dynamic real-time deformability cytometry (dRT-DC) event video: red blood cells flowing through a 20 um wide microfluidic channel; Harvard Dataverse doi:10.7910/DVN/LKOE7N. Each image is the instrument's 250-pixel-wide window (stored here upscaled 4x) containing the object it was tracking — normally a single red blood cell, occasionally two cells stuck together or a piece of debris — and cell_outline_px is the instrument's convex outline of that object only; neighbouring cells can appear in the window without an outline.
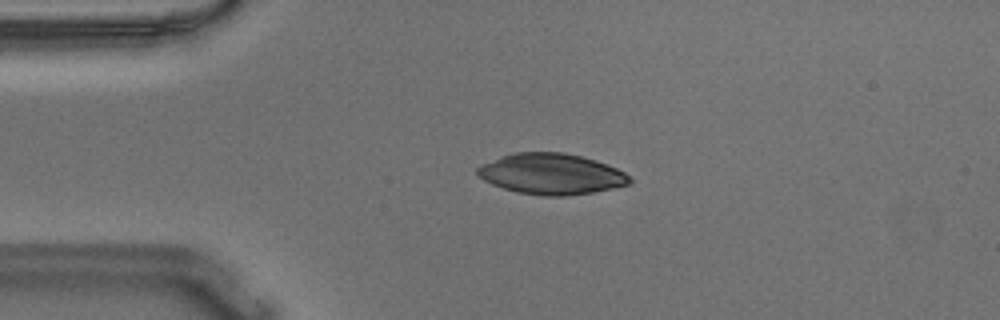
{"species": "Egyptian fruit bat (a non-hibernating species)", "species_latin": "Rousettus aegyptiacus", "temperature_condition": "warm", "stored_images_in_passage": 45, "camera_frame_rate_fps": 3000, "um_per_image_px": 0.085, "animal": {"sex": "male"}, "frame": {"image": 1, "passage_image": 3, "time_ms": 0.667, "image_size_px": [1000, 320], "cell_outline_px": [[632, 180], [628, 184], [612, 188], [592, 192], [564, 196], [544, 196], [516, 192], [492, 184], [484, 180], [476, 172], [476, 168], [480, 164], [516, 152], [564, 152], [596, 160], [608, 164], [632, 176]], "centroid_in_image_um": [46.87, 14.78], "position_along_channel_um": 38.1, "area_um2": 36.13}}
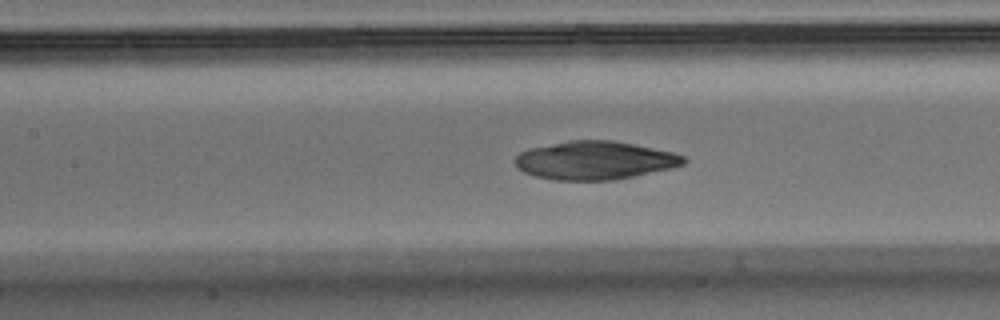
{"frame": {"image": 2, "passage_image": 15, "time_ms": 4.667, "image_size_px": [1000, 320], "cell_outline_px": [[688, 160], [684, 164], [672, 168], [612, 180], [552, 180], [536, 176], [524, 172], [516, 168], [512, 160], [520, 152], [528, 148], [568, 140], [612, 140], [672, 152], [684, 156]], "centroid_in_image_um": [50.5, 13.63], "position_along_channel_um": 156.9, "area_um2": 37.74}}
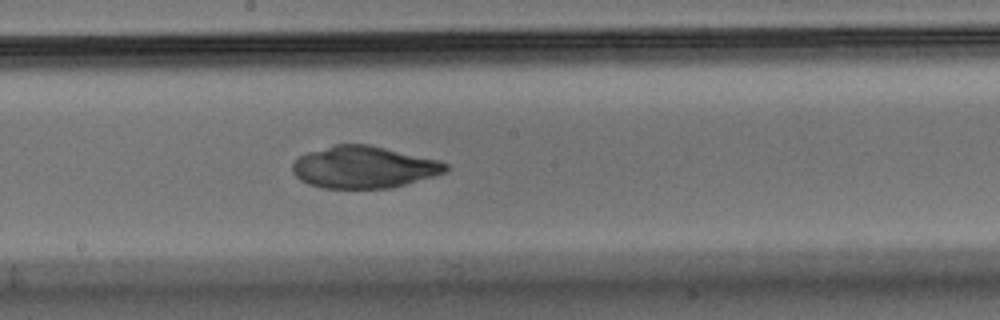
{"frame": {"image": 3, "passage_image": 20, "time_ms": 6.333, "image_size_px": [1000, 320], "cell_outline_px": [[448, 172], [392, 188], [324, 188], [308, 184], [300, 180], [292, 172], [292, 164], [300, 156], [308, 152], [336, 144], [368, 144], [440, 160], [448, 164]], "centroid_in_image_um": [30.95, 14.21], "position_along_channel_um": 217.3, "area_um2": 37.57}}